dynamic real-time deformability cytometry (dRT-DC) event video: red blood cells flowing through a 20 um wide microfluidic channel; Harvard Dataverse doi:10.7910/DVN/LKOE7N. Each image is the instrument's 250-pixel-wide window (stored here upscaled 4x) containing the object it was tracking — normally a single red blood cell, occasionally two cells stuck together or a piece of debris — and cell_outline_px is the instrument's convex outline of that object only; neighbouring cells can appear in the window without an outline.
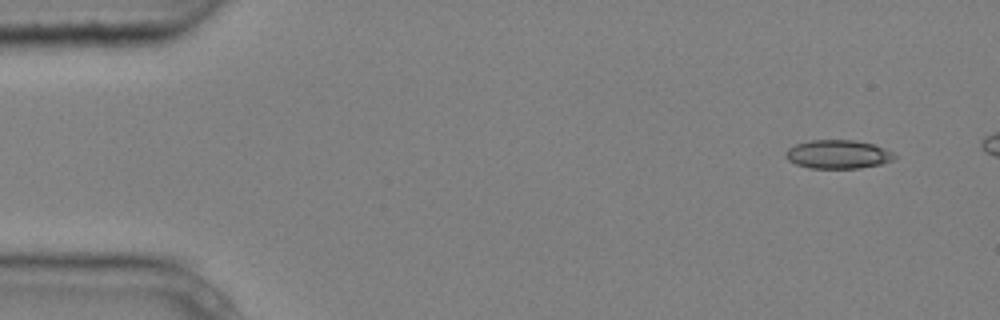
{"species": "common noctule bat (a hibernating species)", "species_latin": "Nyctalus noctula", "temperature_condition": "cold", "stored_images_in_passage": 5, "camera_frame_rate_fps": 3000, "um_per_image_px": 0.085, "animal": {"sex": "male", "body_mass_g": 20.4}, "frame": {"image": 1, "passage_image": 1, "time_ms": 0.0, "image_size_px": [1000, 320], "cell_outline_px": [[896, 160], [880, 164], [860, 168], [812, 168], [796, 164], [788, 160], [784, 156], [784, 152], [788, 148], [796, 144], [808, 140], [852, 140], [876, 144], [892, 152], [896, 156]], "centroid_in_image_um": [71.23, 13.11], "position_along_channel_um": 13.8, "area_um2": 18.32}}